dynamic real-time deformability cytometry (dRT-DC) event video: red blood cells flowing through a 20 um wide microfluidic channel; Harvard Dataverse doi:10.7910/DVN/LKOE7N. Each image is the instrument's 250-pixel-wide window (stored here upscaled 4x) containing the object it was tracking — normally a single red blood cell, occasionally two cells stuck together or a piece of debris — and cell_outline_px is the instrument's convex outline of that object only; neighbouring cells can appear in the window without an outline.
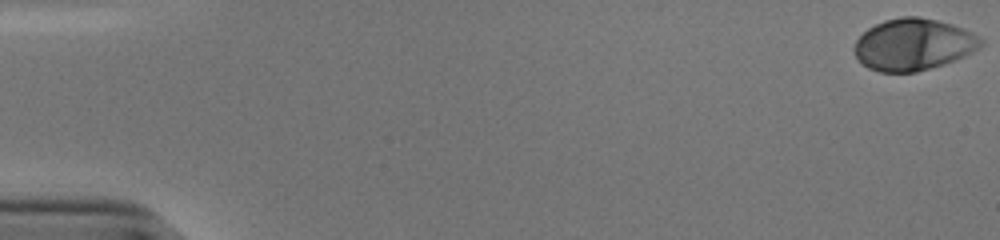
{"species": "human", "species_latin": "Homo sapiens", "temperature_condition": "cold", "stored_images_in_passage": 44, "camera_frame_rate_fps": 3000, "um_per_image_px": 0.085, "donor": {"sex": "male"}, "frame": {"image": 1, "passage_image": 1, "time_ms": 0.0, "image_size_px": [1000, 240], "cell_outline_px": [[984, 44], [980, 48], [964, 56], [944, 64], [916, 72], [880, 72], [868, 68], [856, 56], [852, 48], [856, 40], [868, 28], [884, 20], [900, 16], [920, 16], [952, 24], [964, 28], [980, 36], [984, 40]], "centroid_in_image_um": [77.66, 3.77], "position_along_channel_um": 7.3, "area_um2": 38.38}}
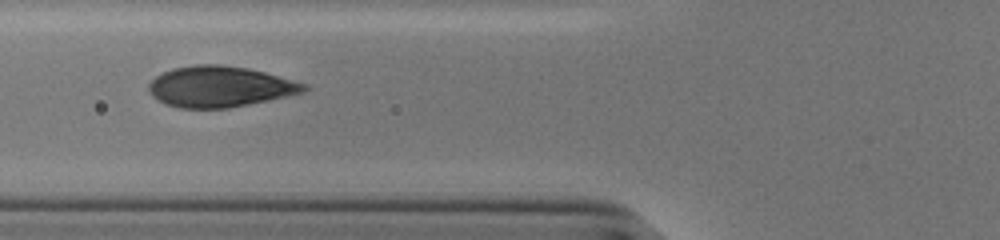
{"frame": {"image": 2, "passage_image": 22, "time_ms": 7.0, "image_size_px": [1000, 240], "cell_outline_px": [[308, 88], [304, 92], [268, 100], [228, 108], [180, 108], [164, 104], [156, 100], [148, 92], [148, 84], [156, 76], [172, 68], [196, 64], [220, 64], [248, 68], [264, 72], [308, 84]], "centroid_in_image_um": [18.65, 7.36], "position_along_channel_um": 107.1, "area_um2": 37.05}}
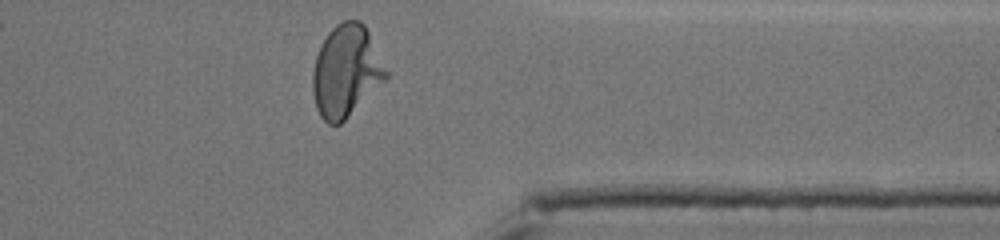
{"frame": {"image": 3, "passage_image": 44, "time_ms": 14.333, "image_size_px": [1000, 240], "cell_outline_px": [[388, 76], [340, 124], [328, 124], [320, 116], [316, 108], [312, 92], [312, 72], [316, 56], [320, 44], [328, 32], [336, 24], [344, 20], [360, 20], [364, 24], [388, 72]], "centroid_in_image_um": [29.37, 6.03], "position_along_channel_um": 382.0, "area_um2": 38.84}, "authors_computed_cell_mechanics": {"area_um2": 37.57, "velocity_mm_per_s": 3.8512, "shape_relaxation_time_tau1_ms": 3.9525, "shape_relaxation_time_tau2_ms": null, "deformation_change_tau1": 0.1982, "deformation_change_tau2": null}}